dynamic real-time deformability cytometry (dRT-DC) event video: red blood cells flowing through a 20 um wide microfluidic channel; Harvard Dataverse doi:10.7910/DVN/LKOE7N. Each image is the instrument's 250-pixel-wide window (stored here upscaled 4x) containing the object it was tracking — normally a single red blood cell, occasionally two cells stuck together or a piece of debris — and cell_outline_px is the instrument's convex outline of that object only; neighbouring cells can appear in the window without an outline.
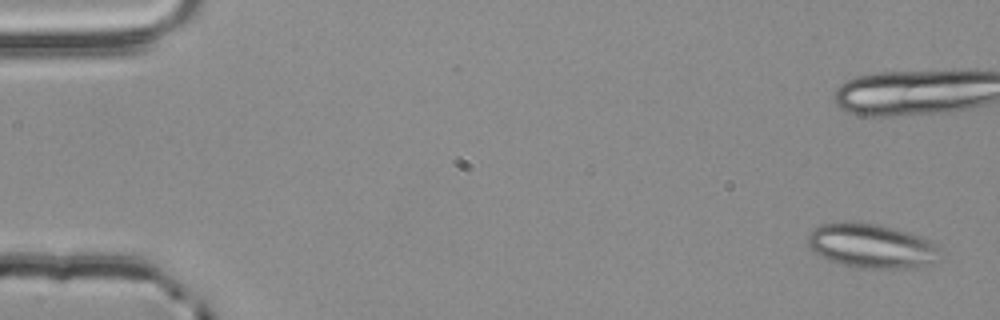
{"species": "common noctule bat (a hibernating species)", "species_latin": "Nyctalus noctula", "temperature_condition": "room temperature", "stored_images_in_passage": 2, "segment_of_instrument_passage": [2, 2], "camera_frame_rate_fps": 3000, "um_per_image_px": 0.085, "animal": {"sex": "male", "body_mass_g": 20.4}, "frame": {"image": 1, "passage_image": 2, "time_ms": 0.333, "image_size_px": [1000, 320], "cell_outline_px": [[936, 248], [928, 260], [924, 264], [916, 268], [856, 268], [840, 264], [828, 260], [820, 256], [808, 244], [808, 232], [812, 228], [820, 224], [836, 220], [876, 224], [896, 228], [932, 240]], "centroid_in_image_um": [73.91, 20.86], "position_along_channel_um": 11.1, "area_um2": 33.76}}